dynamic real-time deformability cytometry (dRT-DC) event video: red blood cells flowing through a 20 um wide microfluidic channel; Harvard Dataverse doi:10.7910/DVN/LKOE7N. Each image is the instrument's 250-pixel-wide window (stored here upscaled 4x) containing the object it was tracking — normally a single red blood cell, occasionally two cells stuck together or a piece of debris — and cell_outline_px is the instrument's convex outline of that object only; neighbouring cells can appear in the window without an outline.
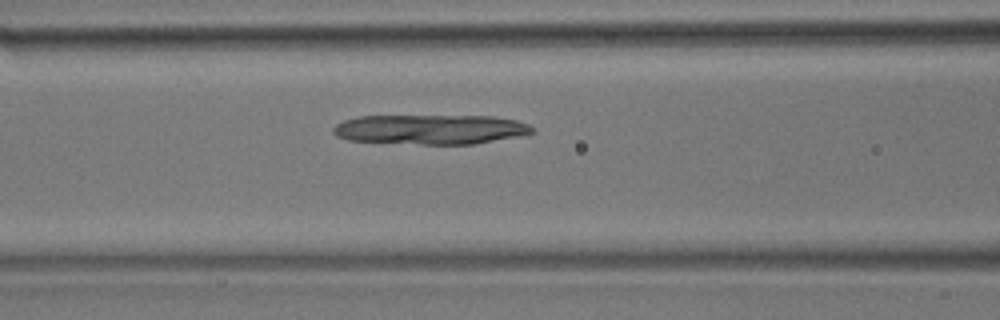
{"species": "common noctule bat (a hibernating species)", "species_latin": "Nyctalus noctula", "temperature_condition": "room temperature", "stored_images_in_passage": 46, "camera_frame_rate_fps": 3000, "um_per_image_px": 0.085, "animal": {"sex": "male", "body_mass_g": 17.9}, "frame": {"image": 1, "passage_image": 18, "time_ms": 5.667, "image_size_px": [1000, 320], "cell_outline_px": [[536, 132], [476, 144], [420, 144], [348, 140], [336, 136], [332, 132], [332, 128], [336, 124], [344, 120], [360, 116], [492, 116], [516, 120], [528, 124]], "centroid_in_image_um": [36.57, 10.99], "position_along_channel_um": 130.0, "area_um2": 34.39}}
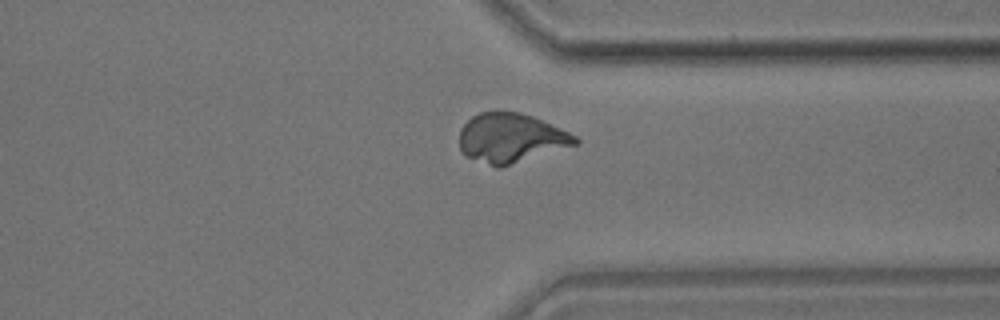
{"frame": {"image": 2, "passage_image": 35, "time_ms": 11.333, "image_size_px": [1000, 320], "cell_outline_px": [[580, 144], [500, 168], [496, 168], [468, 156], [460, 148], [460, 128], [472, 116], [480, 112], [520, 112], [532, 116], [568, 132], [576, 136], [580, 140]], "centroid_in_image_um": [43.45, 11.75], "position_along_channel_um": 367.9, "area_um2": 33.18}}
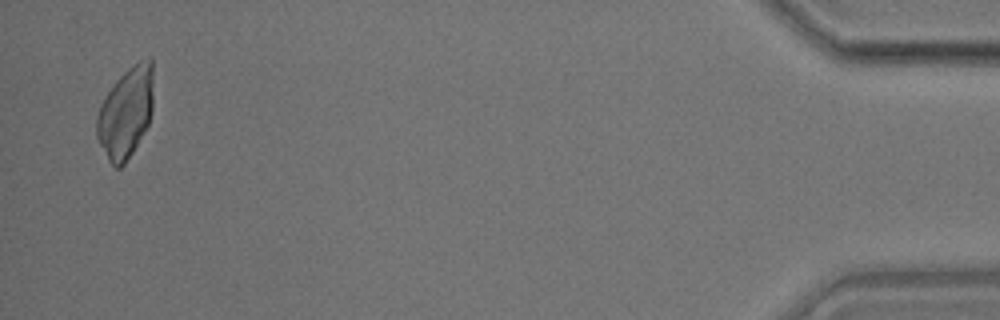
{"frame": {"image": 3, "passage_image": 45, "time_ms": 14.667, "image_size_px": [1000, 320], "cell_outline_px": [[152, 108], [148, 124], [132, 152], [124, 164], [120, 168], [116, 168], [108, 160], [96, 136], [96, 116], [100, 104], [116, 80], [128, 68], [140, 60], [148, 56], [152, 56]], "centroid_in_image_um": [10.68, 9.55], "position_along_channel_um": 424.5, "area_um2": 29.65}}